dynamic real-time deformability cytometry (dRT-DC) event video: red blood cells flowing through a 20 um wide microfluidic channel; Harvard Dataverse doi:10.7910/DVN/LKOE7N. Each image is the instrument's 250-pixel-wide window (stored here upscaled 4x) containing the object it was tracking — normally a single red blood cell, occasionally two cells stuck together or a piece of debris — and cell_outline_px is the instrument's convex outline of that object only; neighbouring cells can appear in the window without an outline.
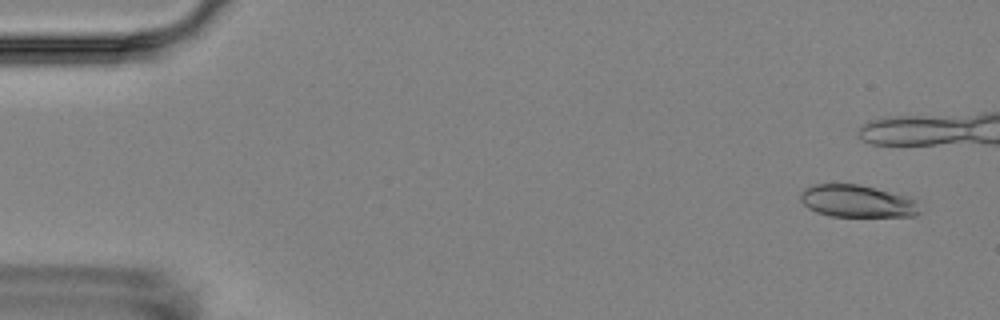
{"species": "Egyptian fruit bat (a non-hibernating species)", "species_latin": "Rousettus aegyptiacus", "temperature_condition": "room temperature", "stored_images_in_passage": 8, "camera_frame_rate_fps": 3000, "um_per_image_px": 0.085, "animal": {"sex": "female"}, "frame": {"image": 1, "passage_image": 1, "time_ms": 0.0, "image_size_px": [1000, 320], "cell_outline_px": [[920, 212], [912, 216], [832, 216], [816, 212], [808, 208], [800, 200], [800, 192], [804, 188], [812, 184], [856, 184], [908, 196], [916, 200]], "centroid_in_image_um": [72.82, 17.09], "position_along_channel_um": 12.2, "area_um2": 22.37}}